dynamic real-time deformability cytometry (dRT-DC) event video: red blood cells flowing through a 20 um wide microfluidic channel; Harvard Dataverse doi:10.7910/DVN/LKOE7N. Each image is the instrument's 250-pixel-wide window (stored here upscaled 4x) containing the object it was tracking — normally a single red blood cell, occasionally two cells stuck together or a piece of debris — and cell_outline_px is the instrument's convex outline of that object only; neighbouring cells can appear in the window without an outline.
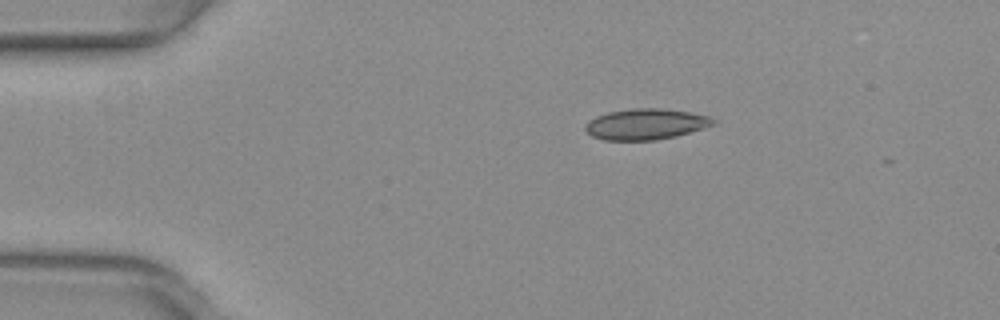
{"species": "common noctule bat (a hibernating species)", "species_latin": "Nyctalus noctula", "temperature_condition": "warm", "stored_images_in_passage": 8, "camera_frame_rate_fps": 3000, "um_per_image_px": 0.085, "animal": {"sex": "female", "body_mass_g": 29.2, "forearm_length_mm": 56.3}, "frame": {"image": 1, "passage_image": 1, "time_ms": 0.0, "image_size_px": [1000, 320], "cell_outline_px": [[716, 124], [704, 128], [676, 136], [656, 140], [604, 140], [592, 136], [584, 128], [588, 120], [596, 116], [608, 112], [632, 108], [664, 108], [712, 116], [716, 120]], "centroid_in_image_um": [54.92, 10.55], "position_along_channel_um": 30.1, "area_um2": 23.18}}